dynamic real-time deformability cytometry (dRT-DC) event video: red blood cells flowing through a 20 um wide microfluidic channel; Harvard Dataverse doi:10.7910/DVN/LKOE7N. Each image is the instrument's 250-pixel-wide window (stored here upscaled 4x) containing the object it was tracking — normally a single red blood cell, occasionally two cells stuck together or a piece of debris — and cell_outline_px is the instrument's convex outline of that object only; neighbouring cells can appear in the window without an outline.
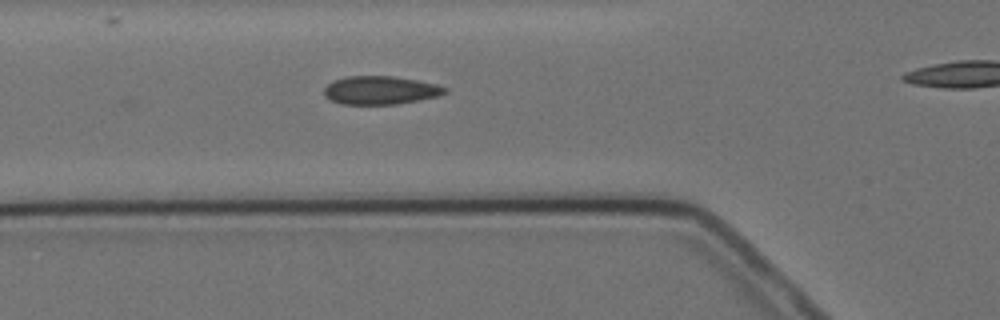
{"species": "Egyptian fruit bat (a non-hibernating species)", "species_latin": "Rousettus aegyptiacus", "temperature_condition": "cold", "stored_images_in_passage": 6, "segment_of_instrument_passage": [1, 2], "camera_frame_rate_fps": 3000, "um_per_image_px": 0.085, "animal": {"sex": "female"}, "frame": {"image": 1, "passage_image": 5, "time_ms": 4.667, "image_size_px": [1000, 320], "cell_outline_px": [[448, 92], [436, 96], [396, 104], [340, 104], [324, 96], [324, 88], [332, 80], [348, 76], [392, 76], [416, 80], [436, 84], [448, 88]], "centroid_in_image_um": [32.3, 7.66], "position_along_channel_um": 93.5, "area_um2": 19.83}}